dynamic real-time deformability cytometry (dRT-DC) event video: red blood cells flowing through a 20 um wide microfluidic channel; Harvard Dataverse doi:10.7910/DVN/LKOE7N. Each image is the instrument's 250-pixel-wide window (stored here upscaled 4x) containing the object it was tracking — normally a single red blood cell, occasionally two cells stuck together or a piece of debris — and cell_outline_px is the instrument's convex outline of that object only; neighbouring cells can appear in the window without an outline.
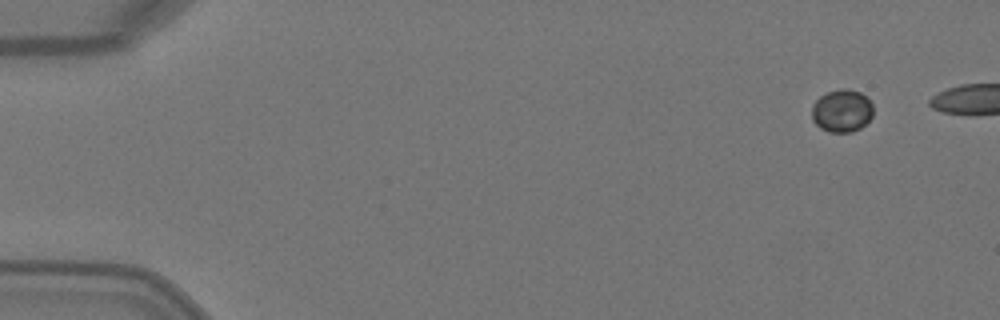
{"species": "Egyptian fruit bat (a non-hibernating species)", "species_latin": "Rousettus aegyptiacus", "temperature_condition": "warm", "stored_images_in_passage": 5, "camera_frame_rate_fps": 3000, "um_per_image_px": 0.085, "animal": {"sex": "female"}, "frame": {"image": 1, "passage_image": 1, "time_ms": 0.0, "image_size_px": [1000, 320], "cell_outline_px": [[872, 116], [860, 128], [852, 132], [828, 132], [820, 128], [812, 120], [812, 104], [820, 96], [828, 92], [840, 88], [844, 88], [860, 92], [872, 104]], "centroid_in_image_um": [71.53, 9.42], "position_along_channel_um": 13.5, "area_um2": 15.2}}